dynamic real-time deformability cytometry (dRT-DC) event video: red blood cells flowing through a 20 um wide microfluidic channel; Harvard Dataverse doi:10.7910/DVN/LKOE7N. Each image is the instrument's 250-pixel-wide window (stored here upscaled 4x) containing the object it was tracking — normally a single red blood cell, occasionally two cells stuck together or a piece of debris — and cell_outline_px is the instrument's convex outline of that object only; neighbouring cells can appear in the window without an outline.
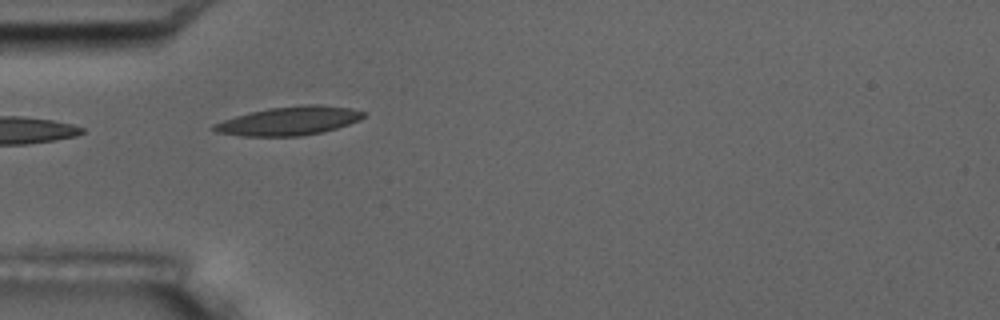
{"species": "common noctule bat (a hibernating species)", "species_latin": "Nyctalus noctula", "temperature_condition": "room temperature", "stored_images_in_passage": 7, "camera_frame_rate_fps": 3000, "um_per_image_px": 0.085, "animal": {"sex": "male", "body_mass_g": 17.5, "forearm_length_mm": 52.3}, "frame": {"image": 1, "passage_image": 5, "time_ms": 4.667, "image_size_px": [1000, 320], "cell_outline_px": [[368, 112], [360, 120], [336, 128], [320, 132], [300, 136], [240, 136], [216, 132], [212, 128], [212, 124], [236, 116], [268, 108], [304, 104], [320, 104], [352, 108]], "centroid_in_image_um": [24.6, 10.26], "position_along_channel_um": 60.4, "area_um2": 25.03}}